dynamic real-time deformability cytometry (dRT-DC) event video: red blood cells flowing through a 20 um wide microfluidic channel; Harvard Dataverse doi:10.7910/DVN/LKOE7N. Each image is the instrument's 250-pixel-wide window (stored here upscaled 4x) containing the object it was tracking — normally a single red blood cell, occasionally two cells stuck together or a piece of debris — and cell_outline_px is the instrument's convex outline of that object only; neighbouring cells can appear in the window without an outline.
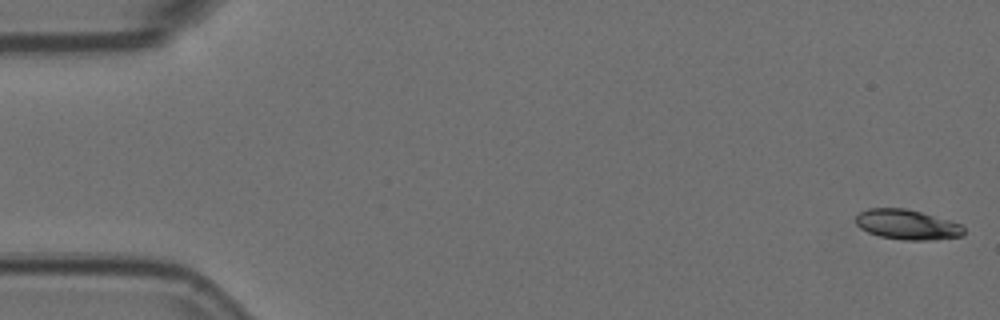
{"species": "Egyptian fruit bat (a non-hibernating species)", "species_latin": "Rousettus aegyptiacus", "temperature_condition": "room temperature", "stored_images_in_passage": 6, "camera_frame_rate_fps": 3000, "um_per_image_px": 0.085, "animal": {"sex": "female"}, "frame": {"image": 1, "passage_image": 1, "time_ms": 0.0, "image_size_px": [1000, 320], "cell_outline_px": [[964, 236], [936, 240], [904, 240], [880, 236], [868, 232], [860, 228], [856, 224], [856, 216], [860, 212], [868, 208], [904, 208], [920, 212], [948, 220], [960, 224], [964, 228]], "centroid_in_image_um": [77.11, 19.1], "position_along_channel_um": 7.9, "area_um2": 18.84}}